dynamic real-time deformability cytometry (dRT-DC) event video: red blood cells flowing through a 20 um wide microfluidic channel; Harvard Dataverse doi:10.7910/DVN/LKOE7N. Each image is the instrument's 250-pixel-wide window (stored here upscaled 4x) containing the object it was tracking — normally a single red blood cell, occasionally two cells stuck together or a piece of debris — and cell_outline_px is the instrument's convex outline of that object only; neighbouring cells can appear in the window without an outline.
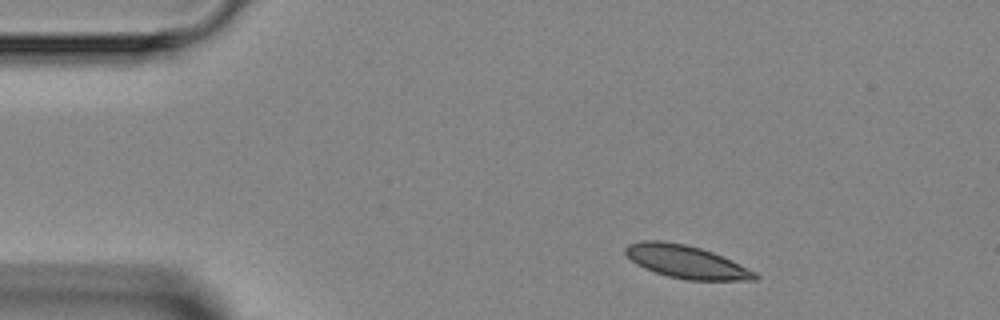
{"species": "Egyptian fruit bat (a non-hibernating species)", "species_latin": "Rousettus aegyptiacus", "temperature_condition": "room temperature", "stored_images_in_passage": 3, "camera_frame_rate_fps": 3000, "um_per_image_px": 0.085, "animal": {"sex": "female"}, "frame": {"image": 1, "passage_image": 1, "time_ms": 0.0, "image_size_px": [1000, 320], "cell_outline_px": [[760, 276], [756, 280], [688, 280], [668, 276], [644, 268], [636, 264], [624, 252], [624, 248], [628, 244], [640, 240], [660, 240], [684, 244], [700, 248], [712, 252], [756, 272]], "centroid_in_image_um": [58.29, 22.25], "position_along_channel_um": 26.7, "area_um2": 24.62}}